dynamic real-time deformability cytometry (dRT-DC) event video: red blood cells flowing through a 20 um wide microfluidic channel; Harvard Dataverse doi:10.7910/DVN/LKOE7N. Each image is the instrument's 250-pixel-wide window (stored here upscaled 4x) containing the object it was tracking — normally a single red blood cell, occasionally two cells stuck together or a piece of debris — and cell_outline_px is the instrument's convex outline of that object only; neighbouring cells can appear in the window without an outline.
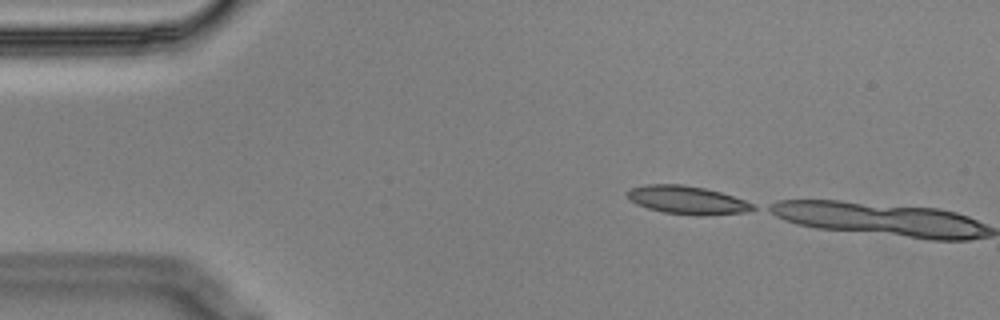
{"species": "Egyptian fruit bat (a non-hibernating species)", "species_latin": "Rousettus aegyptiacus", "temperature_condition": "cold", "stored_images_in_passage": 2, "camera_frame_rate_fps": 3000, "um_per_image_px": 0.085, "animal": {"sex": "male"}, "frame": {"image": 1, "passage_image": 1, "time_ms": 0.0, "image_size_px": [1000, 320], "cell_outline_px": [[756, 208], [748, 212], [704, 216], [696, 216], [664, 212], [648, 208], [636, 204], [628, 196], [628, 192], [632, 188], [644, 184], [684, 184], [704, 188], [720, 192], [756, 204]], "centroid_in_image_um": [58.46, 17.01], "position_along_channel_um": 26.5, "area_um2": 20.69}}